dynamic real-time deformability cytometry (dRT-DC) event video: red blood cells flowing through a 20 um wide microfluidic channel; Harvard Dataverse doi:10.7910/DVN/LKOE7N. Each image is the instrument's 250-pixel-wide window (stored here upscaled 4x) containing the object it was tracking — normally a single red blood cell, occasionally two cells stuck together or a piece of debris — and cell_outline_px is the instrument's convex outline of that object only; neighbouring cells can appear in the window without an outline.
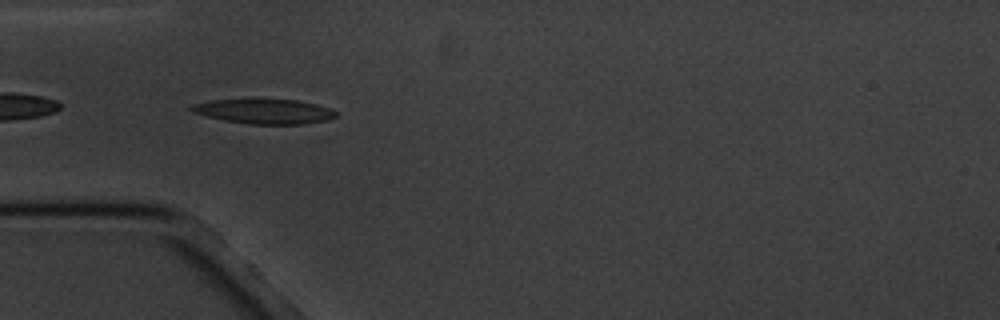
{"species": "common noctule bat (a hibernating species)", "species_latin": "Nyctalus noctula", "temperature_condition": "cold", "stored_images_in_passage": 5, "camera_frame_rate_fps": 3000, "um_per_image_px": 0.085, "animal": {"sex": "male", "body_mass_g": 20.1, "forearm_length_mm": 53.5}, "frame": {"image": 1, "passage_image": 5, "time_ms": 4.667, "image_size_px": [1000, 320], "cell_outline_px": [[336, 116], [328, 120], [304, 124], [248, 124], [224, 120], [192, 112], [188, 108], [192, 104], [212, 100], [296, 100], [316, 104], [332, 108], [336, 112]], "centroid_in_image_um": [22.49, 9.48], "position_along_channel_um": 62.5, "area_um2": 20.63}}